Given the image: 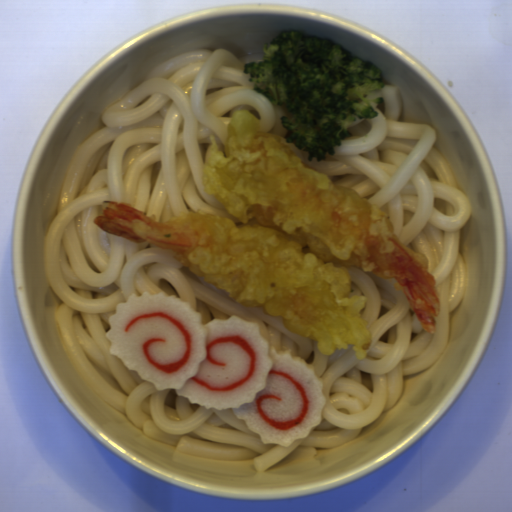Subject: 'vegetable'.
I'll list each match as a JSON object with an SVG mask.
<instances>
[{
  "label": "vegetable",
  "mask_w": 512,
  "mask_h": 512,
  "mask_svg": "<svg viewBox=\"0 0 512 512\" xmlns=\"http://www.w3.org/2000/svg\"><path fill=\"white\" fill-rule=\"evenodd\" d=\"M263 57L244 63L252 91L284 106L285 143L308 161L334 157L354 120L376 119L385 77L377 63L323 37L281 32L263 45Z\"/></svg>",
  "instance_id": "add77e79"
}]
</instances>
